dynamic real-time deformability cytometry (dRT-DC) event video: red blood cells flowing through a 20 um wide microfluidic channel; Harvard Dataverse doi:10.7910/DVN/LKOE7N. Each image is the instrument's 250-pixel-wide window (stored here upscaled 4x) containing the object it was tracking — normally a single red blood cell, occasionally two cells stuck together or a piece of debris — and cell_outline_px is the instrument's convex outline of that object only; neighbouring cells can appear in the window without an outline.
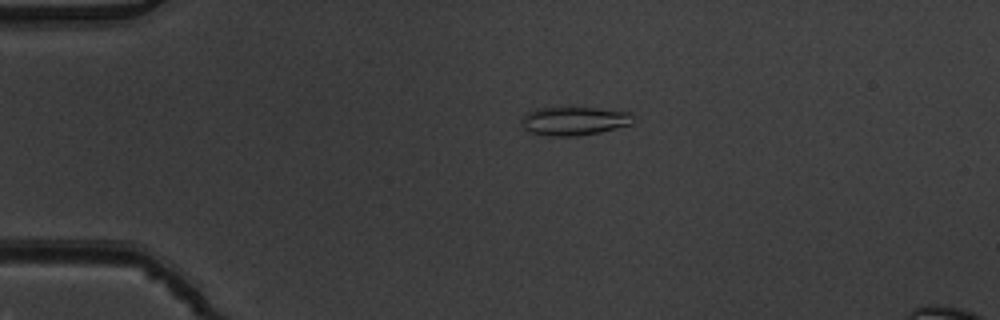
{"species": "common noctule bat (a hibernating species)", "species_latin": "Nyctalus noctula", "temperature_condition": "warm", "stored_images_in_passage": 6, "camera_frame_rate_fps": 3000, "um_per_image_px": 0.085, "animal": {"sex": "male", "body_mass_g": 19.5, "forearm_length_mm": 54.6}, "frame": {"image": 1, "passage_image": 4, "time_ms": 1.0, "image_size_px": [1000, 320], "cell_outline_px": [[632, 124], [600, 132], [580, 136], [548, 136], [532, 132], [524, 128], [520, 120], [528, 112], [536, 108], [596, 108], [632, 112]], "centroid_in_image_um": [48.81, 10.29], "position_along_channel_um": 36.2, "area_um2": 18.5}}